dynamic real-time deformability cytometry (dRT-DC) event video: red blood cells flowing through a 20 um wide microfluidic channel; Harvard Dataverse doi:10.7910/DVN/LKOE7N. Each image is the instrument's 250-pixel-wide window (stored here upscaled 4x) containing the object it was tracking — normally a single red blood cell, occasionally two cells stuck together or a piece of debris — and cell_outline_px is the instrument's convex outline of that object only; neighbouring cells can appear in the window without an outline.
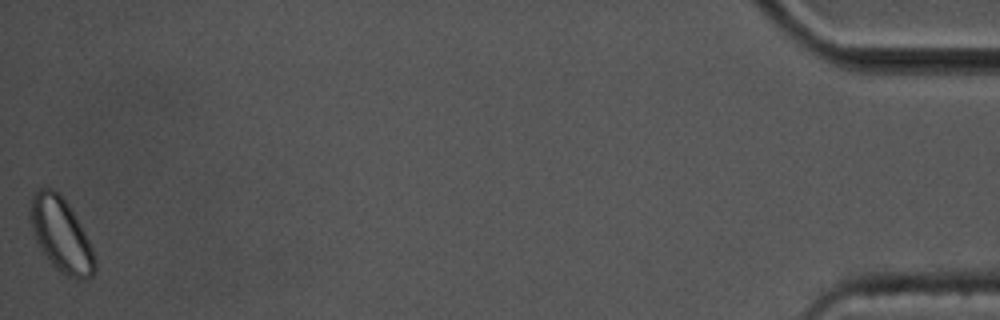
{"species": "common noctule bat (a hibernating species)", "species_latin": "Nyctalus noctula", "temperature_condition": "cold", "stored_images_in_passage": 55, "camera_frame_rate_fps": 3000, "um_per_image_px": 0.085, "animal": {"sex": "male", "body_mass_g": 17.5, "forearm_length_mm": 52.3}, "frame": {"image": 1, "passage_image": 55, "time_ms": 18.0, "image_size_px": [1000, 320], "cell_outline_px": [[96, 272], [92, 276], [84, 280], [76, 280], [60, 272], [52, 264], [36, 240], [28, 216], [28, 212], [32, 196], [36, 188], [52, 188], [68, 204], [80, 224], [92, 248], [96, 260]], "centroid_in_image_um": [5.19, 19.97], "position_along_channel_um": 430.0, "area_um2": 27.69}}